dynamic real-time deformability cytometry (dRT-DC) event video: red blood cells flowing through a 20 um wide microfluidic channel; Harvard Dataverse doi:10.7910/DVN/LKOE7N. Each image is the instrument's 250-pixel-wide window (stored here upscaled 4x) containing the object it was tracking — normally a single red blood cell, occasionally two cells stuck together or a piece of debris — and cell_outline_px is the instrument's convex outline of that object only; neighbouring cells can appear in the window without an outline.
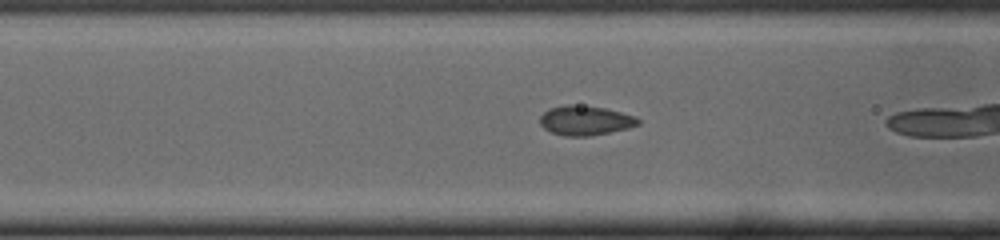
{"species": "common noctule bat (a hibernating species)", "species_latin": "Nyctalus noctula", "temperature_condition": "cold", "stored_images_in_passage": 16, "camera_frame_rate_fps": 3000, "um_per_image_px": 0.085, "animal": {"sex": "male", "body_mass_g": 19.0, "forearm_length_mm": 50.8}, "frame": {"image": 1, "passage_image": 14, "time_ms": 4.333, "image_size_px": [1000, 240], "cell_outline_px": [[640, 124], [628, 128], [588, 136], [564, 136], [552, 132], [544, 128], [540, 124], [540, 116], [548, 108], [568, 104], [572, 104], [604, 108], [636, 116], [640, 120]], "centroid_in_image_um": [49.74, 10.23], "position_along_channel_um": 116.9, "area_um2": 16.82}}